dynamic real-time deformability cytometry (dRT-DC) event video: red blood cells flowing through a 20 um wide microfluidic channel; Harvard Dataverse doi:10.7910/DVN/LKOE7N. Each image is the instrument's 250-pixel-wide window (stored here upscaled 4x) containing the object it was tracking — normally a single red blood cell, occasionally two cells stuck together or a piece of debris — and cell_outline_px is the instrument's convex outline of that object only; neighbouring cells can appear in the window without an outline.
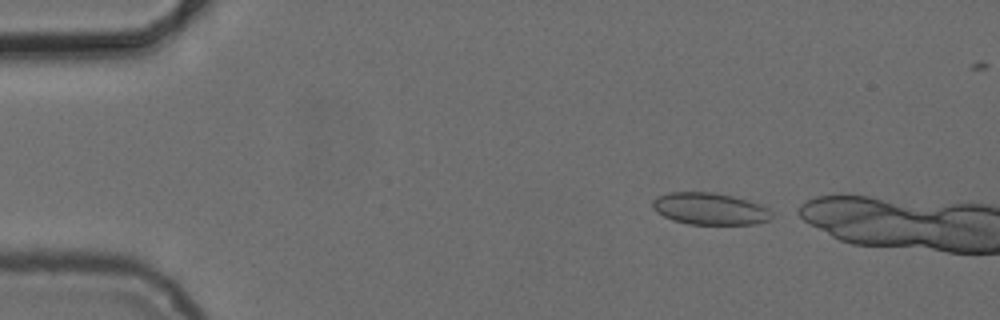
{"species": "common noctule bat (a hibernating species)", "species_latin": "Nyctalus noctula", "temperature_condition": "cold", "stored_images_in_passage": 2, "camera_frame_rate_fps": 3000, "um_per_image_px": 0.085, "animal": {"sex": "female", "body_mass_g": 24.6, "forearm_length_mm": 56.2}, "frame": {"image": 1, "passage_image": 1, "time_ms": 0.0, "image_size_px": [1000, 320], "cell_outline_px": [[772, 216], [768, 220], [756, 224], [688, 224], [672, 220], [656, 212], [652, 208], [652, 200], [656, 196], [668, 192], [712, 192], [732, 196], [748, 200], [760, 204], [768, 208], [772, 212]], "centroid_in_image_um": [60.31, 17.74], "position_along_channel_um": 24.7, "area_um2": 22.31}}